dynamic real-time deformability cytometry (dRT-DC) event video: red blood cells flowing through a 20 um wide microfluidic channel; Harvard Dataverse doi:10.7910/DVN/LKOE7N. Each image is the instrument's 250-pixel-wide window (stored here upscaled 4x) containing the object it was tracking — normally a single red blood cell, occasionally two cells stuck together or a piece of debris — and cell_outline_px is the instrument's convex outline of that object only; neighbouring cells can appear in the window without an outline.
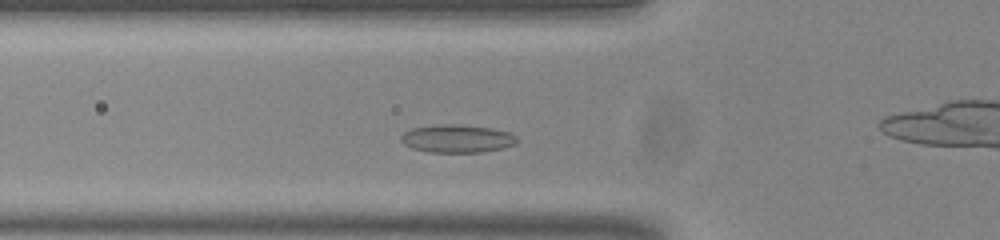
{"species": "common noctule bat (a hibernating species)", "species_latin": "Nyctalus noctula", "temperature_condition": "room temperature", "stored_images_in_passage": 46, "camera_frame_rate_fps": 3000, "um_per_image_px": 0.085, "animal": {"sex": "male", "body_mass_g": 20.0, "forearm_length_mm": 53.3}, "frame": {"image": 1, "passage_image": 10, "time_ms": 3.0, "image_size_px": [1000, 240], "cell_outline_px": [[516, 144], [484, 152], [428, 152], [412, 148], [404, 144], [400, 140], [400, 136], [404, 132], [412, 128], [440, 124], [452, 124], [492, 128], [508, 132], [516, 136]], "centroid_in_image_um": [38.82, 11.78], "position_along_channel_um": 87.0, "area_um2": 18.79}}
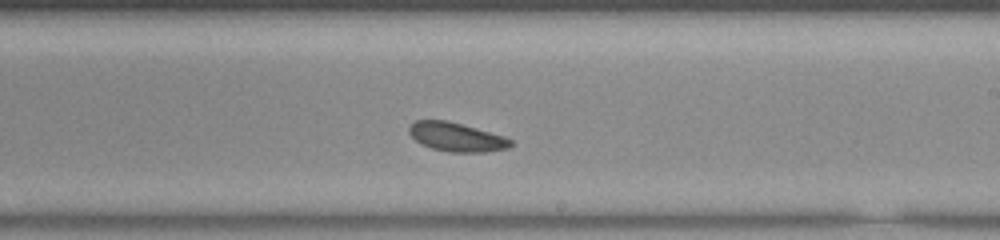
{"frame": {"image": 2, "passage_image": 23, "time_ms": 7.333, "image_size_px": [1000, 240], "cell_outline_px": [[512, 144], [508, 148], [484, 152], [452, 152], [432, 148], [416, 140], [408, 132], [408, 128], [416, 120], [448, 120], [504, 136], [512, 140]], "centroid_in_image_um": [38.81, 11.64], "position_along_channel_um": 250.2, "area_um2": 16.88}}
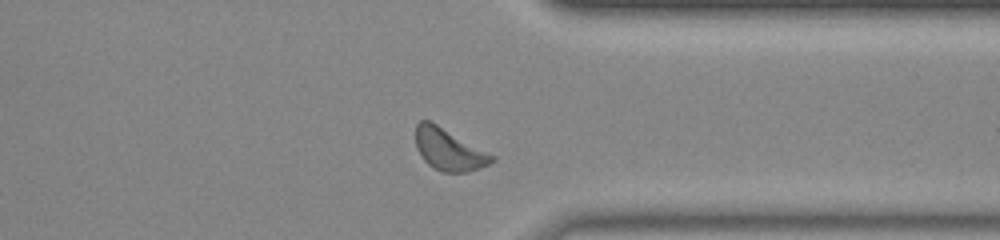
{"frame": {"image": 3, "passage_image": 33, "time_ms": 10.667, "image_size_px": [1000, 240], "cell_outline_px": [[496, 160], [488, 164], [468, 172], [444, 172], [428, 164], [424, 160], [416, 148], [416, 124], [420, 120], [428, 120], [436, 124], [496, 156]], "centroid_in_image_um": [38.16, 12.71], "position_along_channel_um": 373.2, "area_um2": 18.26}, "authors_computed_cell_mechanics": {"area_um2": 17.8891, "velocity_mm_per_s": 3.771, "shape_relaxation_time_tau1_ms": 2.4113, "shape_relaxation_time_tau2_ms": null, "deformation_change_tau1": 0.0478, "deformation_change_tau2": null}}